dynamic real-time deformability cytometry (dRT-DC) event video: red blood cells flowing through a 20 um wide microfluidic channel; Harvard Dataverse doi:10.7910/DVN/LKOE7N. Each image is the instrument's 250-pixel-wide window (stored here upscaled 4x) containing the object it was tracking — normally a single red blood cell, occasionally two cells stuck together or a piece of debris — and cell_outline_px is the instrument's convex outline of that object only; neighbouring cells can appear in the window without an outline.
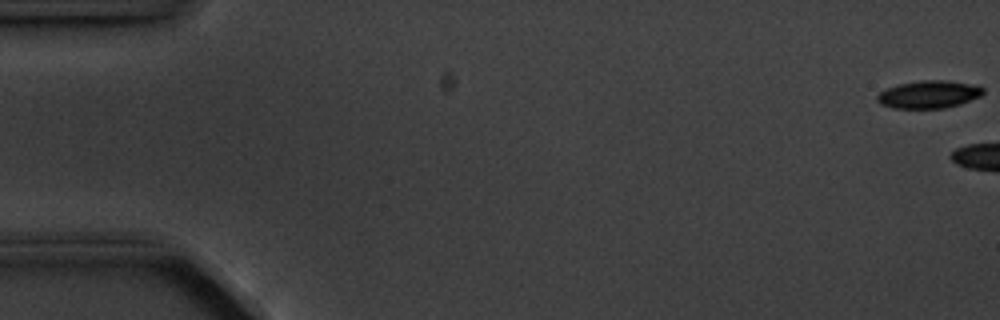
{"species": "common noctule bat (a hibernating species)", "species_latin": "Nyctalus noctula", "temperature_condition": "cold", "stored_images_in_passage": 6, "camera_frame_rate_fps": 3000, "um_per_image_px": 0.085, "animal": {"sex": "male", "body_mass_g": 20.1, "forearm_length_mm": 53.5}, "frame": {"image": 1, "passage_image": 1, "time_ms": 0.0, "image_size_px": [1000, 320], "cell_outline_px": [[984, 92], [980, 96], [960, 104], [944, 108], [892, 108], [880, 104], [876, 100], [876, 96], [880, 92], [888, 88], [900, 84], [920, 80], [948, 80], [968, 84], [984, 88]], "centroid_in_image_um": [78.92, 8.03], "position_along_channel_um": 6.1, "area_um2": 16.94}}